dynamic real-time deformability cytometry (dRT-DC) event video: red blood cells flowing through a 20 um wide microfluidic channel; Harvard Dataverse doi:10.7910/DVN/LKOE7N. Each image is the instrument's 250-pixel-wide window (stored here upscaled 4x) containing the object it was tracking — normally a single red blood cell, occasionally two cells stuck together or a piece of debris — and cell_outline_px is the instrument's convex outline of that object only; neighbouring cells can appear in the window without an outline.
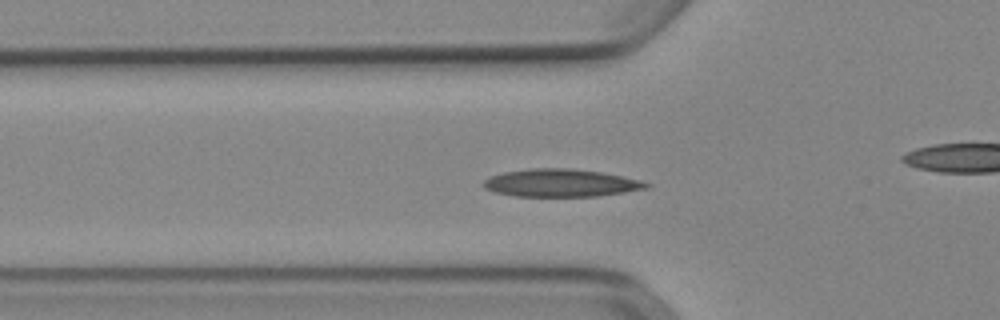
{"species": "Egyptian fruit bat (a non-hibernating species)", "species_latin": "Rousettus aegyptiacus", "temperature_condition": "cold", "stored_images_in_passage": 52, "camera_frame_rate_fps": 3000, "um_per_image_px": 0.085, "animal": {"sex": "female"}, "frame": {"image": 1, "passage_image": 17, "time_ms": 5.333, "image_size_px": [1000, 320], "cell_outline_px": [[652, 184], [648, 188], [624, 192], [596, 196], [516, 196], [496, 192], [484, 188], [480, 184], [488, 176], [504, 172], [532, 168], [572, 168], [600, 172], [640, 180]], "centroid_in_image_um": [47.63, 15.54], "position_along_channel_um": 78.2, "area_um2": 26.24}}
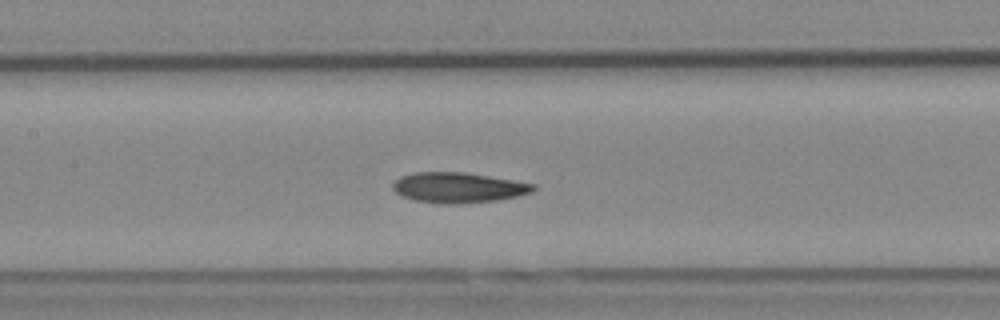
{"frame": {"image": 2, "passage_image": 24, "time_ms": 7.667, "image_size_px": [1000, 320], "cell_outline_px": [[536, 188], [532, 192], [516, 196], [496, 200], [456, 204], [452, 204], [416, 200], [400, 196], [392, 188], [392, 184], [400, 176], [416, 172], [464, 172], [536, 184]], "centroid_in_image_um": [38.94, 15.93], "position_along_channel_um": 168.5, "area_um2": 24.57}}
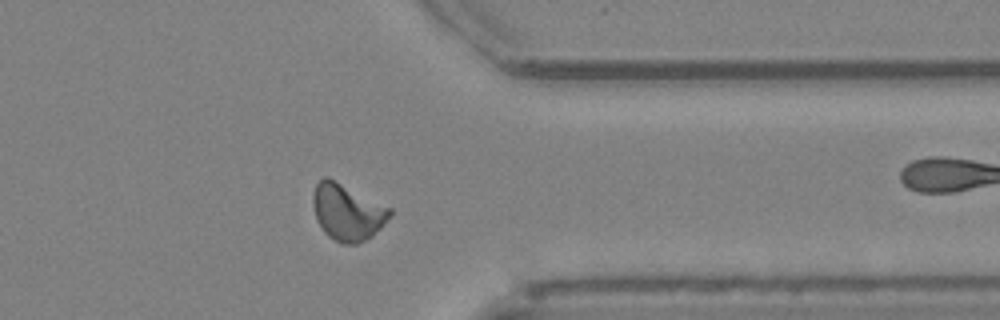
{"frame": {"image": 3, "passage_image": 41, "time_ms": 13.333, "image_size_px": [1000, 320], "cell_outline_px": [[392, 212], [384, 224], [372, 236], [356, 244], [344, 244], [328, 236], [324, 232], [316, 220], [312, 204], [312, 192], [316, 184], [324, 176], [328, 176], [392, 208]], "centroid_in_image_um": [29.5, 18.01], "position_along_channel_um": 381.9, "area_um2": 25.43}, "authors_computed_cell_mechanics": {"area_um2": 24.0737, "velocity_mm_per_s": 3.8736, "shape_relaxation_time_tau1_ms": 5.4844, "shape_relaxation_time_tau2_ms": 4.9329, "deformation_change_tau1": 0.1435, "deformation_change_tau2": 0.0993}}